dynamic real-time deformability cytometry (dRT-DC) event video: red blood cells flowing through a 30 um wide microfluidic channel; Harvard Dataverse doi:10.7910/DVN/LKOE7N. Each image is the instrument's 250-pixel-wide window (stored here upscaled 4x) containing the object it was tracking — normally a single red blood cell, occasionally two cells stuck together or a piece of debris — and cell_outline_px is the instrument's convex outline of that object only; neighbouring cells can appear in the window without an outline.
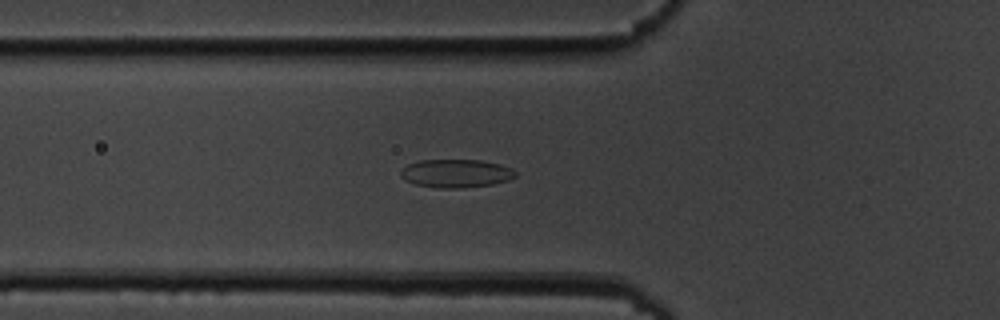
{"species": "common noctule bat (a hibernating species)", "species_latin": "Nyctalus noctula", "temperature_condition": "cold", "stored_images_in_passage": 43, "camera_frame_rate_fps": 3000, "um_per_image_px": 0.085, "animal": {"sex": "male", "body_mass_g": 19.5, "forearm_length_mm": 54.6}, "frame": {"image": 1, "passage_image": 10, "time_ms": 3.0, "image_size_px": [1000, 320], "cell_outline_px": [[516, 176], [508, 180], [492, 184], [460, 188], [440, 188], [416, 184], [404, 180], [400, 176], [400, 172], [408, 164], [420, 160], [480, 160], [500, 164], [512, 168], [516, 172]], "centroid_in_image_um": [38.76, 14.73], "position_along_channel_um": 87.0, "area_um2": 18.84}}
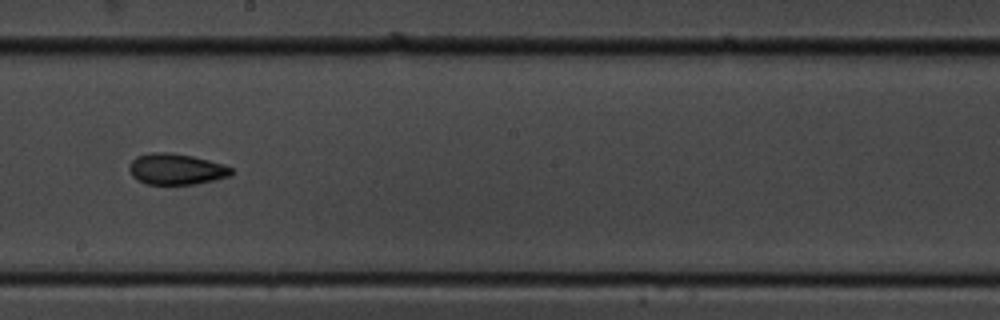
{"frame": {"image": 2, "passage_image": 22, "time_ms": 7.0, "image_size_px": [1000, 320], "cell_outline_px": [[232, 176], [216, 180], [196, 184], [148, 184], [136, 180], [132, 176], [128, 168], [132, 160], [136, 156], [152, 152], [168, 152], [192, 156], [224, 164], [232, 168]], "centroid_in_image_um": [14.98, 14.38], "position_along_channel_um": 233.2, "area_um2": 18.61}}
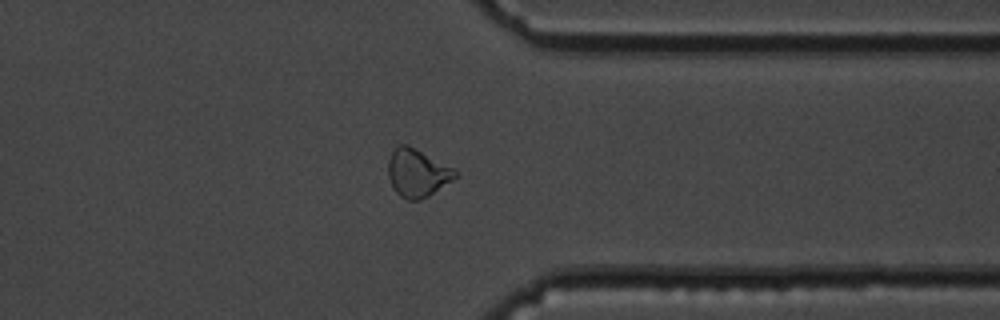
{"frame": {"image": 3, "passage_image": 34, "time_ms": 11.0, "image_size_px": [1000, 320], "cell_outline_px": [[460, 176], [428, 196], [420, 200], [408, 200], [400, 196], [392, 188], [388, 176], [388, 160], [392, 152], [400, 144], [408, 144], [452, 168]], "centroid_in_image_um": [35.46, 14.72], "position_along_channel_um": 375.9, "area_um2": 18.67}}